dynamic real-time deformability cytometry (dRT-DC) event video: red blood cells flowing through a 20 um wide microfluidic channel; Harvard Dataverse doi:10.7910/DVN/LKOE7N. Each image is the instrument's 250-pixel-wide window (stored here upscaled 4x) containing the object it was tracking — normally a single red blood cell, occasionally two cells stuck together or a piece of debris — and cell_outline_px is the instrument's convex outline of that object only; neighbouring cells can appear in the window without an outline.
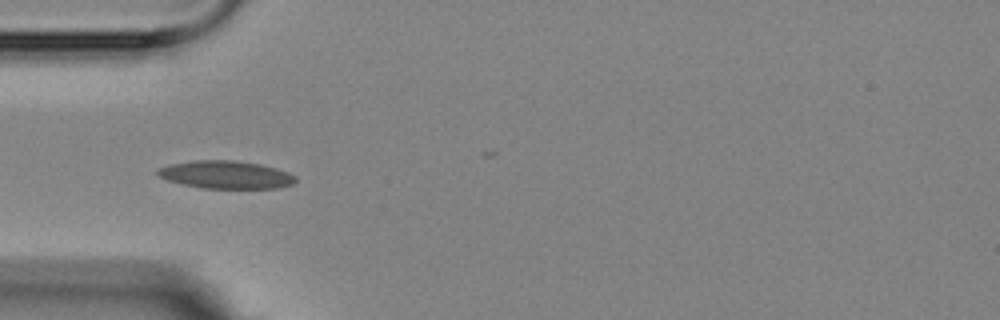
{"species": "Egyptian fruit bat (a non-hibernating species)", "species_latin": "Rousettus aegyptiacus", "temperature_condition": "room temperature", "stored_images_in_passage": 3, "camera_frame_rate_fps": 3000, "um_per_image_px": 0.085, "animal": {"sex": "female"}, "frame": {"image": 1, "passage_image": 1, "time_ms": 0.0, "image_size_px": [1000, 320], "cell_outline_px": [[296, 180], [292, 184], [276, 188], [200, 188], [168, 180], [156, 176], [156, 172], [160, 168], [172, 164], [196, 160], [232, 160], [260, 164], [276, 168], [288, 172], [296, 176]], "centroid_in_image_um": [19.21, 14.85], "position_along_channel_um": 65.8, "area_um2": 22.2}}
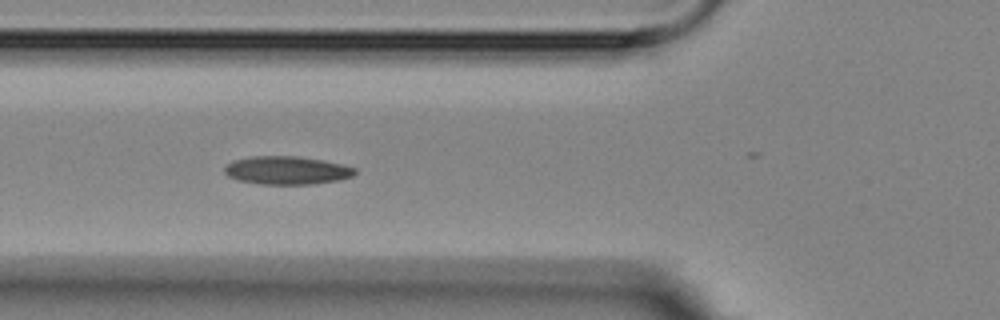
{"frame": {"image": 2, "passage_image": 2, "time_ms": 1.0, "image_size_px": [1000, 320], "cell_outline_px": [[356, 172], [352, 176], [340, 180], [312, 184], [260, 184], [236, 180], [228, 176], [224, 172], [224, 168], [232, 160], [252, 156], [296, 156], [324, 160], [356, 168]], "centroid_in_image_um": [24.36, 14.48], "position_along_channel_um": 101.4, "area_um2": 21.5}}
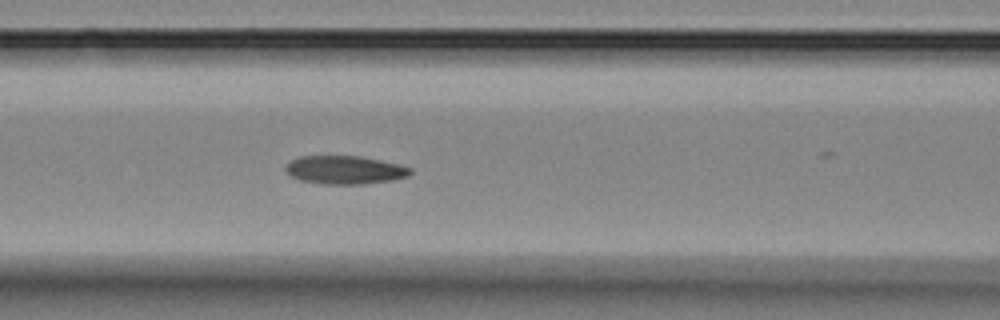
{"frame": {"image": 3, "passage_image": 3, "time_ms": 2.0, "image_size_px": [1000, 320], "cell_outline_px": [[412, 172], [408, 176], [392, 180], [364, 184], [324, 184], [300, 180], [292, 176], [284, 168], [292, 160], [300, 156], [360, 156], [400, 164], [412, 168]], "centroid_in_image_um": [29.35, 14.44], "position_along_channel_um": 137.3, "area_um2": 20.52}}